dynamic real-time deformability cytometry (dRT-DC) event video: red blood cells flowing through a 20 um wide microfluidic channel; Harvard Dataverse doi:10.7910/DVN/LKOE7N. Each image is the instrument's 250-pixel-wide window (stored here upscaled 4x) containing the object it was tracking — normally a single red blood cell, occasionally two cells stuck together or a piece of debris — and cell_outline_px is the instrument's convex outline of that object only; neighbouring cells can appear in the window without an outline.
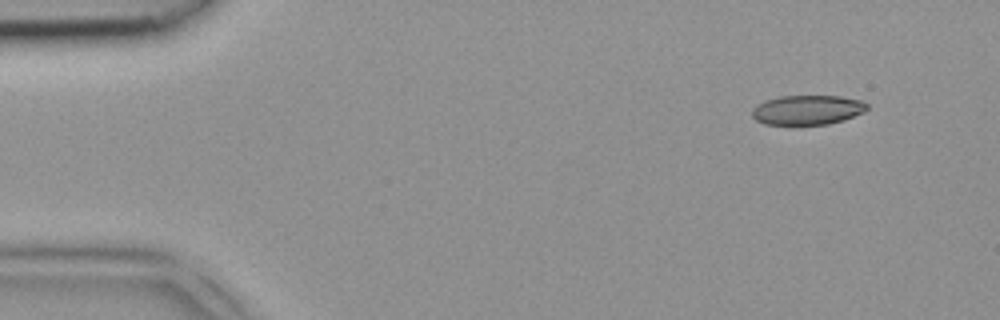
{"species": "common noctule bat (a hibernating species)", "species_latin": "Nyctalus noctula", "temperature_condition": "room temperature", "stored_images_in_passage": 5, "camera_frame_rate_fps": 3000, "um_per_image_px": 0.085, "animal": {"sex": "female", "body_mass_g": 18.4}, "frame": {"image": 1, "passage_image": 1, "time_ms": 0.0, "image_size_px": [1000, 320], "cell_outline_px": [[868, 108], [864, 112], [844, 120], [828, 124], [764, 124], [756, 120], [752, 116], [752, 108], [756, 104], [764, 100], [780, 96], [840, 96], [860, 100], [868, 104]], "centroid_in_image_um": [68.62, 9.33], "position_along_channel_um": 16.4, "area_um2": 19.88}}
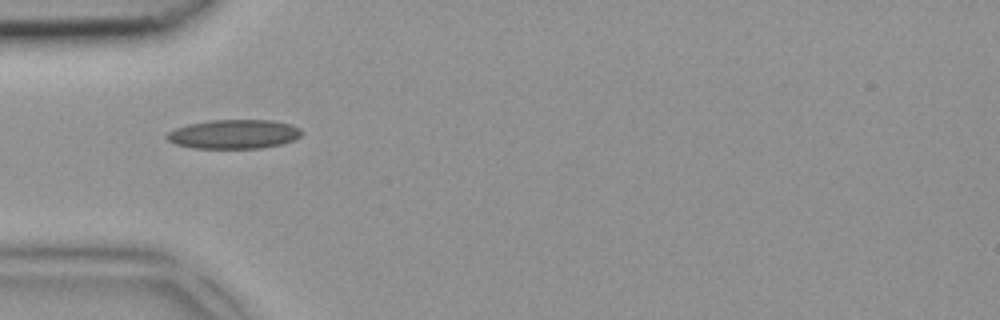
{"frame": {"image": 2, "passage_image": 4, "time_ms": 1.0, "image_size_px": [1000, 320], "cell_outline_px": [[304, 132], [300, 136], [292, 140], [280, 144], [260, 148], [192, 148], [176, 144], [168, 140], [164, 136], [168, 132], [176, 128], [188, 124], [212, 120], [268, 120], [292, 124], [300, 128]], "centroid_in_image_um": [19.88, 11.4], "position_along_channel_um": 65.1, "area_um2": 22.83}}